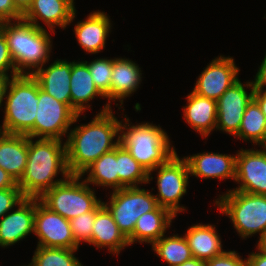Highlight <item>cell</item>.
Instances as JSON below:
<instances>
[{"instance_id":"obj_1","label":"cell","mask_w":266,"mask_h":266,"mask_svg":"<svg viewBox=\"0 0 266 266\" xmlns=\"http://www.w3.org/2000/svg\"><path fill=\"white\" fill-rule=\"evenodd\" d=\"M111 108V105L106 103L88 124H81L68 133L65 143L66 163L70 175H81L104 153L120 144L121 121ZM115 137L118 139L114 140Z\"/></svg>"},{"instance_id":"obj_2","label":"cell","mask_w":266,"mask_h":266,"mask_svg":"<svg viewBox=\"0 0 266 266\" xmlns=\"http://www.w3.org/2000/svg\"><path fill=\"white\" fill-rule=\"evenodd\" d=\"M62 142L57 139L33 141V138L28 137L26 169L17 183L25 197L39 198L45 191L70 176L66 163V143ZM59 173L63 175V179L54 180Z\"/></svg>"},{"instance_id":"obj_3","label":"cell","mask_w":266,"mask_h":266,"mask_svg":"<svg viewBox=\"0 0 266 266\" xmlns=\"http://www.w3.org/2000/svg\"><path fill=\"white\" fill-rule=\"evenodd\" d=\"M0 30L5 34L19 74H32L49 62L52 40L46 29L21 19L0 23Z\"/></svg>"},{"instance_id":"obj_4","label":"cell","mask_w":266,"mask_h":266,"mask_svg":"<svg viewBox=\"0 0 266 266\" xmlns=\"http://www.w3.org/2000/svg\"><path fill=\"white\" fill-rule=\"evenodd\" d=\"M123 121L119 142L147 172L165 164L177 153L160 125L149 122L131 125L126 115Z\"/></svg>"},{"instance_id":"obj_5","label":"cell","mask_w":266,"mask_h":266,"mask_svg":"<svg viewBox=\"0 0 266 266\" xmlns=\"http://www.w3.org/2000/svg\"><path fill=\"white\" fill-rule=\"evenodd\" d=\"M5 99L0 132L26 135L34 139V122L38 104L37 80L31 74L11 77L5 91Z\"/></svg>"},{"instance_id":"obj_6","label":"cell","mask_w":266,"mask_h":266,"mask_svg":"<svg viewBox=\"0 0 266 266\" xmlns=\"http://www.w3.org/2000/svg\"><path fill=\"white\" fill-rule=\"evenodd\" d=\"M215 206L230 218L241 238L266 233V195L229 190L216 199Z\"/></svg>"},{"instance_id":"obj_7","label":"cell","mask_w":266,"mask_h":266,"mask_svg":"<svg viewBox=\"0 0 266 266\" xmlns=\"http://www.w3.org/2000/svg\"><path fill=\"white\" fill-rule=\"evenodd\" d=\"M80 179V175H70L62 183L45 191L39 201L68 220L93 211L102 201L97 199L95 189L92 190L85 180Z\"/></svg>"},{"instance_id":"obj_8","label":"cell","mask_w":266,"mask_h":266,"mask_svg":"<svg viewBox=\"0 0 266 266\" xmlns=\"http://www.w3.org/2000/svg\"><path fill=\"white\" fill-rule=\"evenodd\" d=\"M154 196L145 188L124 187L114 190L110 201L103 204L112 214L119 230L128 238L135 229L137 219L158 206Z\"/></svg>"},{"instance_id":"obj_9","label":"cell","mask_w":266,"mask_h":266,"mask_svg":"<svg viewBox=\"0 0 266 266\" xmlns=\"http://www.w3.org/2000/svg\"><path fill=\"white\" fill-rule=\"evenodd\" d=\"M158 170L157 188L158 194L154 196L157 204L169 210L175 217L186 210L179 204L181 198L187 193L189 180V168L186 160L176 153L165 164H161L148 172V183L153 179L151 174ZM152 172V173H151Z\"/></svg>"},{"instance_id":"obj_10","label":"cell","mask_w":266,"mask_h":266,"mask_svg":"<svg viewBox=\"0 0 266 266\" xmlns=\"http://www.w3.org/2000/svg\"><path fill=\"white\" fill-rule=\"evenodd\" d=\"M81 115L76 114L67 104L41 90L38 84L34 138L61 140Z\"/></svg>"},{"instance_id":"obj_11","label":"cell","mask_w":266,"mask_h":266,"mask_svg":"<svg viewBox=\"0 0 266 266\" xmlns=\"http://www.w3.org/2000/svg\"><path fill=\"white\" fill-rule=\"evenodd\" d=\"M33 233L39 240L37 246L65 249L79 248L73 237L69 220L50 211L38 198H35Z\"/></svg>"},{"instance_id":"obj_12","label":"cell","mask_w":266,"mask_h":266,"mask_svg":"<svg viewBox=\"0 0 266 266\" xmlns=\"http://www.w3.org/2000/svg\"><path fill=\"white\" fill-rule=\"evenodd\" d=\"M251 91L247 92V88ZM253 80L244 84L240 79L229 87L217 100L216 130L225 131L234 137L238 134L247 105L253 99Z\"/></svg>"},{"instance_id":"obj_13","label":"cell","mask_w":266,"mask_h":266,"mask_svg":"<svg viewBox=\"0 0 266 266\" xmlns=\"http://www.w3.org/2000/svg\"><path fill=\"white\" fill-rule=\"evenodd\" d=\"M237 152L235 182L240 185L232 190L266 195V146Z\"/></svg>"},{"instance_id":"obj_14","label":"cell","mask_w":266,"mask_h":266,"mask_svg":"<svg viewBox=\"0 0 266 266\" xmlns=\"http://www.w3.org/2000/svg\"><path fill=\"white\" fill-rule=\"evenodd\" d=\"M238 73L239 68L234 59L220 55L201 72L192 91L217 101L229 87L239 80Z\"/></svg>"},{"instance_id":"obj_15","label":"cell","mask_w":266,"mask_h":266,"mask_svg":"<svg viewBox=\"0 0 266 266\" xmlns=\"http://www.w3.org/2000/svg\"><path fill=\"white\" fill-rule=\"evenodd\" d=\"M75 17L74 0H32L22 14V20L37 28L44 27L38 23L41 19L52 32L56 26L65 29Z\"/></svg>"},{"instance_id":"obj_16","label":"cell","mask_w":266,"mask_h":266,"mask_svg":"<svg viewBox=\"0 0 266 266\" xmlns=\"http://www.w3.org/2000/svg\"><path fill=\"white\" fill-rule=\"evenodd\" d=\"M0 219V246L15 245L34 231L35 198L26 197Z\"/></svg>"},{"instance_id":"obj_17","label":"cell","mask_w":266,"mask_h":266,"mask_svg":"<svg viewBox=\"0 0 266 266\" xmlns=\"http://www.w3.org/2000/svg\"><path fill=\"white\" fill-rule=\"evenodd\" d=\"M183 158L188 164L190 176L235 181L236 155L202 152Z\"/></svg>"},{"instance_id":"obj_18","label":"cell","mask_w":266,"mask_h":266,"mask_svg":"<svg viewBox=\"0 0 266 266\" xmlns=\"http://www.w3.org/2000/svg\"><path fill=\"white\" fill-rule=\"evenodd\" d=\"M31 75L37 80L41 90L71 108V62L57 59L49 67L44 69L41 66Z\"/></svg>"},{"instance_id":"obj_19","label":"cell","mask_w":266,"mask_h":266,"mask_svg":"<svg viewBox=\"0 0 266 266\" xmlns=\"http://www.w3.org/2000/svg\"><path fill=\"white\" fill-rule=\"evenodd\" d=\"M96 248H109L111 254L119 255L121 250L129 246L128 239L119 230L112 214L101 202L95 208V220L93 223L90 245Z\"/></svg>"},{"instance_id":"obj_20","label":"cell","mask_w":266,"mask_h":266,"mask_svg":"<svg viewBox=\"0 0 266 266\" xmlns=\"http://www.w3.org/2000/svg\"><path fill=\"white\" fill-rule=\"evenodd\" d=\"M111 27L109 16L98 10L90 13L84 21L77 22L74 33L86 53L96 54L105 48Z\"/></svg>"},{"instance_id":"obj_21","label":"cell","mask_w":266,"mask_h":266,"mask_svg":"<svg viewBox=\"0 0 266 266\" xmlns=\"http://www.w3.org/2000/svg\"><path fill=\"white\" fill-rule=\"evenodd\" d=\"M141 68L132 60L127 58H114L111 78V90L105 96L108 104L111 101H120L123 107V100L131 96L139 88L142 81ZM111 100V101H110Z\"/></svg>"},{"instance_id":"obj_22","label":"cell","mask_w":266,"mask_h":266,"mask_svg":"<svg viewBox=\"0 0 266 266\" xmlns=\"http://www.w3.org/2000/svg\"><path fill=\"white\" fill-rule=\"evenodd\" d=\"M28 157V136L0 132V167L16 183L22 178Z\"/></svg>"},{"instance_id":"obj_23","label":"cell","mask_w":266,"mask_h":266,"mask_svg":"<svg viewBox=\"0 0 266 266\" xmlns=\"http://www.w3.org/2000/svg\"><path fill=\"white\" fill-rule=\"evenodd\" d=\"M186 98L188 103L183 107L185 122L202 137H208L217 124V101L193 91Z\"/></svg>"},{"instance_id":"obj_24","label":"cell","mask_w":266,"mask_h":266,"mask_svg":"<svg viewBox=\"0 0 266 266\" xmlns=\"http://www.w3.org/2000/svg\"><path fill=\"white\" fill-rule=\"evenodd\" d=\"M70 95L71 109L76 114H81L91 108V105L87 103L95 96L105 98L95 86L85 61L71 62Z\"/></svg>"},{"instance_id":"obj_25","label":"cell","mask_w":266,"mask_h":266,"mask_svg":"<svg viewBox=\"0 0 266 266\" xmlns=\"http://www.w3.org/2000/svg\"><path fill=\"white\" fill-rule=\"evenodd\" d=\"M174 218L169 210L159 205L153 211L144 213L137 219L133 233L127 238L129 245L135 242L153 244L165 235Z\"/></svg>"},{"instance_id":"obj_26","label":"cell","mask_w":266,"mask_h":266,"mask_svg":"<svg viewBox=\"0 0 266 266\" xmlns=\"http://www.w3.org/2000/svg\"><path fill=\"white\" fill-rule=\"evenodd\" d=\"M217 232L211 224L197 223L188 228L184 236L194 258L207 261L225 252Z\"/></svg>"},{"instance_id":"obj_27","label":"cell","mask_w":266,"mask_h":266,"mask_svg":"<svg viewBox=\"0 0 266 266\" xmlns=\"http://www.w3.org/2000/svg\"><path fill=\"white\" fill-rule=\"evenodd\" d=\"M118 167H117V147L104 153L95 162L88 166L82 173L81 177L88 174L84 179L89 185L103 187H112V190H118Z\"/></svg>"},{"instance_id":"obj_28","label":"cell","mask_w":266,"mask_h":266,"mask_svg":"<svg viewBox=\"0 0 266 266\" xmlns=\"http://www.w3.org/2000/svg\"><path fill=\"white\" fill-rule=\"evenodd\" d=\"M236 137L260 147L266 146V117L254 99L246 107Z\"/></svg>"},{"instance_id":"obj_29","label":"cell","mask_w":266,"mask_h":266,"mask_svg":"<svg viewBox=\"0 0 266 266\" xmlns=\"http://www.w3.org/2000/svg\"><path fill=\"white\" fill-rule=\"evenodd\" d=\"M118 190L148 184V172L121 144L117 146Z\"/></svg>"},{"instance_id":"obj_30","label":"cell","mask_w":266,"mask_h":266,"mask_svg":"<svg viewBox=\"0 0 266 266\" xmlns=\"http://www.w3.org/2000/svg\"><path fill=\"white\" fill-rule=\"evenodd\" d=\"M152 249L169 266L181 265L193 257L184 235H163L152 244Z\"/></svg>"},{"instance_id":"obj_31","label":"cell","mask_w":266,"mask_h":266,"mask_svg":"<svg viewBox=\"0 0 266 266\" xmlns=\"http://www.w3.org/2000/svg\"><path fill=\"white\" fill-rule=\"evenodd\" d=\"M77 250L37 246L29 264L31 266H83L74 255Z\"/></svg>"},{"instance_id":"obj_32","label":"cell","mask_w":266,"mask_h":266,"mask_svg":"<svg viewBox=\"0 0 266 266\" xmlns=\"http://www.w3.org/2000/svg\"><path fill=\"white\" fill-rule=\"evenodd\" d=\"M87 63L95 86L106 96L111 90L113 59L100 58Z\"/></svg>"},{"instance_id":"obj_33","label":"cell","mask_w":266,"mask_h":266,"mask_svg":"<svg viewBox=\"0 0 266 266\" xmlns=\"http://www.w3.org/2000/svg\"><path fill=\"white\" fill-rule=\"evenodd\" d=\"M94 220L95 209L69 220L73 237L78 245L81 242H86L90 245Z\"/></svg>"},{"instance_id":"obj_34","label":"cell","mask_w":266,"mask_h":266,"mask_svg":"<svg viewBox=\"0 0 266 266\" xmlns=\"http://www.w3.org/2000/svg\"><path fill=\"white\" fill-rule=\"evenodd\" d=\"M25 198L20 188L0 189V219Z\"/></svg>"},{"instance_id":"obj_35","label":"cell","mask_w":266,"mask_h":266,"mask_svg":"<svg viewBox=\"0 0 266 266\" xmlns=\"http://www.w3.org/2000/svg\"><path fill=\"white\" fill-rule=\"evenodd\" d=\"M11 69V74L8 71ZM0 74L8 77L19 75L14 64L5 34L0 30Z\"/></svg>"},{"instance_id":"obj_36","label":"cell","mask_w":266,"mask_h":266,"mask_svg":"<svg viewBox=\"0 0 266 266\" xmlns=\"http://www.w3.org/2000/svg\"><path fill=\"white\" fill-rule=\"evenodd\" d=\"M206 266H246V259H242L236 251H225L223 254L205 261Z\"/></svg>"},{"instance_id":"obj_37","label":"cell","mask_w":266,"mask_h":266,"mask_svg":"<svg viewBox=\"0 0 266 266\" xmlns=\"http://www.w3.org/2000/svg\"><path fill=\"white\" fill-rule=\"evenodd\" d=\"M21 19L22 13L15 7L12 0H0V23Z\"/></svg>"},{"instance_id":"obj_38","label":"cell","mask_w":266,"mask_h":266,"mask_svg":"<svg viewBox=\"0 0 266 266\" xmlns=\"http://www.w3.org/2000/svg\"><path fill=\"white\" fill-rule=\"evenodd\" d=\"M258 252L249 254L246 258V266H266V253L258 246Z\"/></svg>"},{"instance_id":"obj_39","label":"cell","mask_w":266,"mask_h":266,"mask_svg":"<svg viewBox=\"0 0 266 266\" xmlns=\"http://www.w3.org/2000/svg\"><path fill=\"white\" fill-rule=\"evenodd\" d=\"M258 68L253 84L255 88L263 89L266 88V54Z\"/></svg>"},{"instance_id":"obj_40","label":"cell","mask_w":266,"mask_h":266,"mask_svg":"<svg viewBox=\"0 0 266 266\" xmlns=\"http://www.w3.org/2000/svg\"><path fill=\"white\" fill-rule=\"evenodd\" d=\"M19 188L15 180L0 167V189Z\"/></svg>"},{"instance_id":"obj_41","label":"cell","mask_w":266,"mask_h":266,"mask_svg":"<svg viewBox=\"0 0 266 266\" xmlns=\"http://www.w3.org/2000/svg\"><path fill=\"white\" fill-rule=\"evenodd\" d=\"M253 99L258 103L262 113L266 117V89L255 88Z\"/></svg>"},{"instance_id":"obj_42","label":"cell","mask_w":266,"mask_h":266,"mask_svg":"<svg viewBox=\"0 0 266 266\" xmlns=\"http://www.w3.org/2000/svg\"><path fill=\"white\" fill-rule=\"evenodd\" d=\"M9 78H11V77L0 74V107L3 106L2 102H3V100H5L4 99L5 91H6L8 82L10 80Z\"/></svg>"},{"instance_id":"obj_43","label":"cell","mask_w":266,"mask_h":266,"mask_svg":"<svg viewBox=\"0 0 266 266\" xmlns=\"http://www.w3.org/2000/svg\"><path fill=\"white\" fill-rule=\"evenodd\" d=\"M15 7L23 14L30 6L32 0H12Z\"/></svg>"},{"instance_id":"obj_44","label":"cell","mask_w":266,"mask_h":266,"mask_svg":"<svg viewBox=\"0 0 266 266\" xmlns=\"http://www.w3.org/2000/svg\"><path fill=\"white\" fill-rule=\"evenodd\" d=\"M178 266H206V265L205 261L192 257L191 259L187 260L186 262Z\"/></svg>"},{"instance_id":"obj_45","label":"cell","mask_w":266,"mask_h":266,"mask_svg":"<svg viewBox=\"0 0 266 266\" xmlns=\"http://www.w3.org/2000/svg\"><path fill=\"white\" fill-rule=\"evenodd\" d=\"M257 246L266 253V233L263 238L258 241Z\"/></svg>"}]
</instances>
